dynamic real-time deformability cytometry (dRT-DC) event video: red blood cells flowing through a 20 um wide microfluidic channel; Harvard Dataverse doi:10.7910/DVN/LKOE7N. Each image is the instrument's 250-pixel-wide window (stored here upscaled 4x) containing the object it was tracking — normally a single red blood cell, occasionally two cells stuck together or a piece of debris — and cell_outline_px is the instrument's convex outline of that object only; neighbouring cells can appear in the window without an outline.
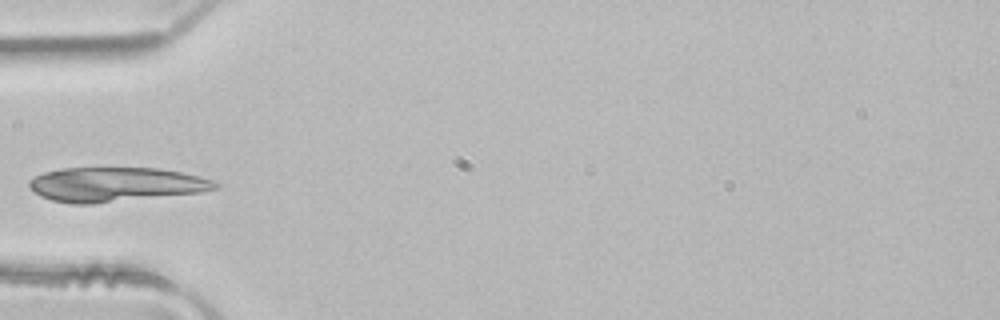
{"species": "common noctule bat (a hibernating species)", "species_latin": "Nyctalus noctula", "temperature_condition": "room temperature", "stored_images_in_passage": 2, "camera_frame_rate_fps": 3000, "um_per_image_px": 0.085, "animal": {"sex": "male", "body_mass_g": 21.5, "forearm_length_mm": 52.0}, "frame": {"image": 1, "passage_image": 2, "time_ms": 0.333, "image_size_px": [1000, 320], "cell_outline_px": [[220, 188], [200, 192], [92, 204], [72, 204], [52, 200], [40, 196], [28, 184], [28, 180], [44, 172], [60, 168], [160, 168], [180, 172], [212, 180], [220, 184]], "centroid_in_image_um": [9.81, 15.68], "position_along_channel_um": 75.2, "area_um2": 37.11}}